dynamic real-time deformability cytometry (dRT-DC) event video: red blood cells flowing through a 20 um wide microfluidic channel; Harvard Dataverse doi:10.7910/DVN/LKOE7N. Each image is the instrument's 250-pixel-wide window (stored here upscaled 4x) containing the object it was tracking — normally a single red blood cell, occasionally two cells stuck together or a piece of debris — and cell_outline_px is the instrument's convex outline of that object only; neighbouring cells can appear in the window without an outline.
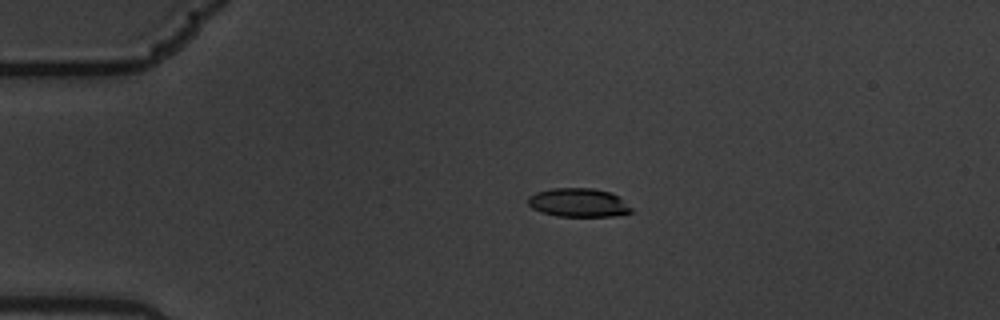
{"species": "common noctule bat (a hibernating species)", "species_latin": "Nyctalus noctula", "temperature_condition": "warm", "stored_images_in_passage": 8, "camera_frame_rate_fps": 3000, "um_per_image_px": 0.085, "animal": {"sex": "male", "body_mass_g": 19.5, "forearm_length_mm": 54.6}, "frame": {"image": 1, "passage_image": 2, "time_ms": 0.333, "image_size_px": [1000, 320], "cell_outline_px": [[632, 212], [616, 216], [556, 216], [532, 208], [528, 204], [528, 196], [536, 192], [552, 188], [592, 188], [612, 192], [620, 196], [632, 208]], "centroid_in_image_um": [49.2, 17.21], "position_along_channel_um": 35.8, "area_um2": 17.4}}
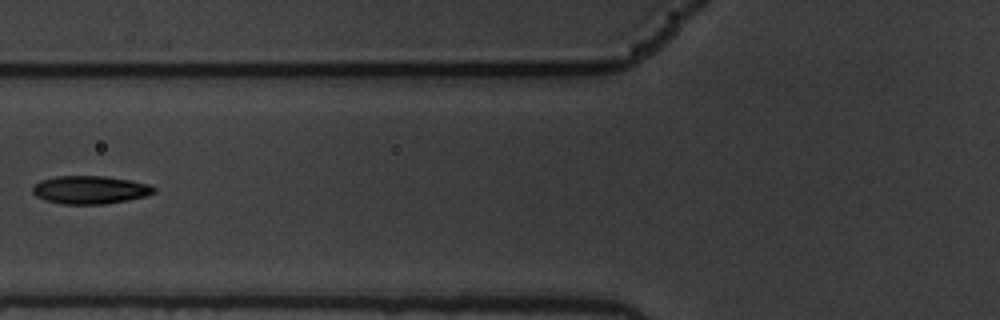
{"frame": {"image": 2, "passage_image": 5, "time_ms": 1.333, "image_size_px": [1000, 320], "cell_outline_px": [[156, 192], [144, 196], [128, 200], [104, 204], [60, 204], [44, 200], [36, 196], [32, 192], [32, 188], [40, 180], [56, 176], [104, 176], [132, 180], [148, 184], [156, 188]], "centroid_in_image_um": [7.65, 16.13], "position_along_channel_um": 118.2, "area_um2": 19.94}}
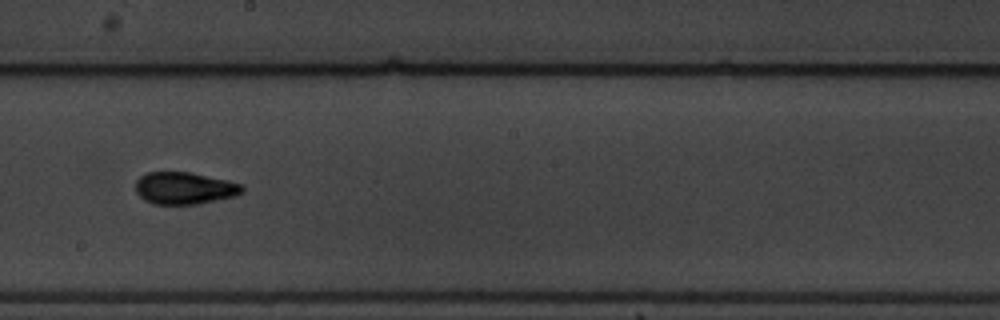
{"frame": {"image": 3, "passage_image": 8, "time_ms": 2.333, "image_size_px": [1000, 320], "cell_outline_px": [[244, 192], [236, 196], [196, 204], [152, 204], [144, 200], [136, 192], [136, 180], [140, 176], [148, 172], [188, 172], [228, 180], [244, 184]], "centroid_in_image_um": [15.7, 15.99], "position_along_channel_um": 232.5, "area_um2": 20.06}}